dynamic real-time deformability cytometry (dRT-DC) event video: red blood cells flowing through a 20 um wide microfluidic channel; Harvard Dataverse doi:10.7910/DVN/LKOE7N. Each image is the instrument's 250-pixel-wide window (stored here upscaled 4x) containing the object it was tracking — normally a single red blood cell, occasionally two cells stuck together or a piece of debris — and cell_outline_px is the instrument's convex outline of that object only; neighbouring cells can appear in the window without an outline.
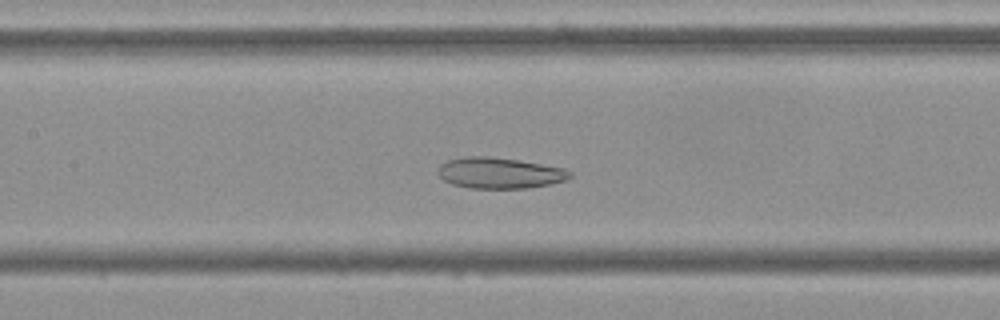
{"species": "Egyptian fruit bat (a non-hibernating species)", "species_latin": "Rousettus aegyptiacus", "temperature_condition": "cold", "stored_images_in_passage": 49, "camera_frame_rate_fps": 3000, "um_per_image_px": 0.085, "frame": {"image": 1, "passage_image": 19, "time_ms": 6.0, "image_size_px": [1000, 320], "cell_outline_px": [[572, 176], [568, 180], [528, 188], [472, 188], [452, 184], [444, 180], [436, 172], [440, 164], [448, 160], [464, 156], [488, 156], [520, 160], [564, 168], [572, 172]], "centroid_in_image_um": [42.47, 14.69], "position_along_channel_um": 164.9, "area_um2": 23.93}}
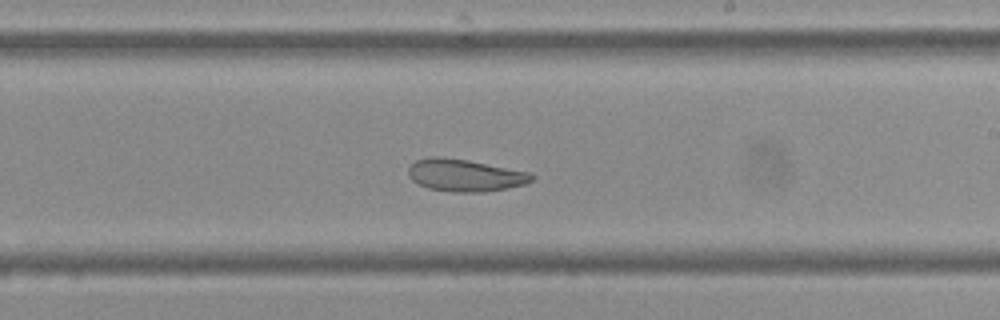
{"frame": {"image": 2, "passage_image": 26, "time_ms": 8.333, "image_size_px": [1000, 320], "cell_outline_px": [[536, 176], [532, 180], [524, 184], [484, 192], [452, 192], [428, 188], [412, 180], [408, 176], [408, 168], [416, 160], [432, 156], [440, 156], [468, 160], [532, 172]], "centroid_in_image_um": [39.53, 14.89], "position_along_channel_um": 249.5, "area_um2": 23.24}}
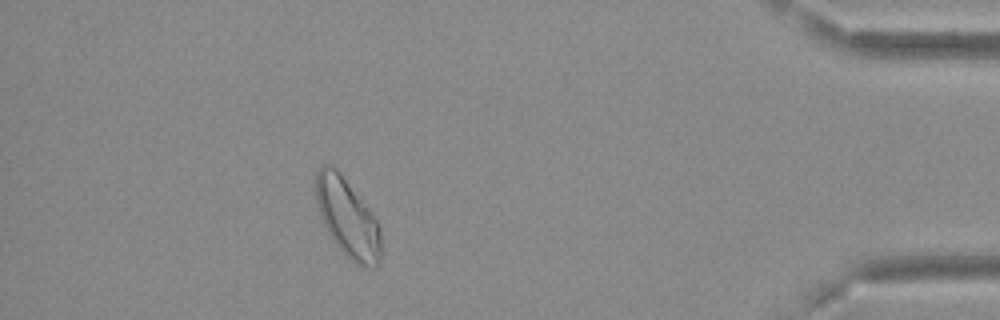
{"frame": {"image": 3, "passage_image": 43, "time_ms": 14.0, "image_size_px": [1000, 320], "cell_outline_px": [[380, 264], [376, 268], [356, 264], [344, 256], [328, 232], [320, 216], [316, 204], [316, 172], [324, 164], [328, 164], [336, 168], [340, 172], [372, 212], [380, 228]], "centroid_in_image_um": [29.54, 18.53], "position_along_channel_um": 405.7, "area_um2": 29.82}, "authors_computed_cell_mechanics": {"area_um2": 27.3394, "velocity_mm_per_s": 3.6409, "shape_relaxation_time_tau1_ms": null, "shape_relaxation_time_tau2_ms": 3.1982, "deformation_change_tau1": null, "deformation_change_tau2": 0.0983}}